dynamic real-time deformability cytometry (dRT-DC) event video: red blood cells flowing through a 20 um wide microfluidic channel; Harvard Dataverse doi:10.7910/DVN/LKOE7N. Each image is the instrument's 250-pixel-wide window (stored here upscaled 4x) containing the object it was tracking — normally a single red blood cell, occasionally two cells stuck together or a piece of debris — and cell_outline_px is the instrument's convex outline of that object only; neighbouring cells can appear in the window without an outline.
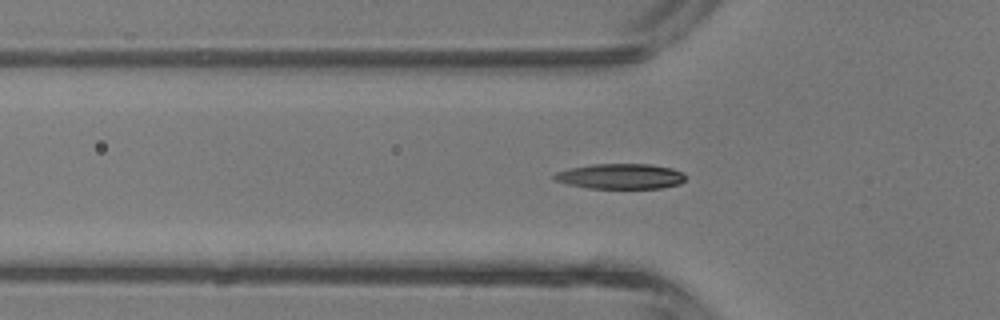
{"species": "common noctule bat (a hibernating species)", "species_latin": "Nyctalus noctula", "temperature_condition": "room temperature", "stored_images_in_passage": 32, "camera_frame_rate_fps": 3000, "um_per_image_px": 0.085, "animal": {"sex": "male", "body_mass_g": 13.3}, "frame": {"image": 1, "passage_image": 3, "time_ms": 0.667, "image_size_px": [1000, 320], "cell_outline_px": [[684, 180], [680, 184], [660, 188], [588, 188], [568, 184], [552, 180], [552, 176], [556, 172], [572, 168], [592, 164], [652, 164], [672, 168], [680, 172], [684, 176]], "centroid_in_image_um": [52.71, 14.98], "position_along_channel_um": 73.1, "area_um2": 19.25}}
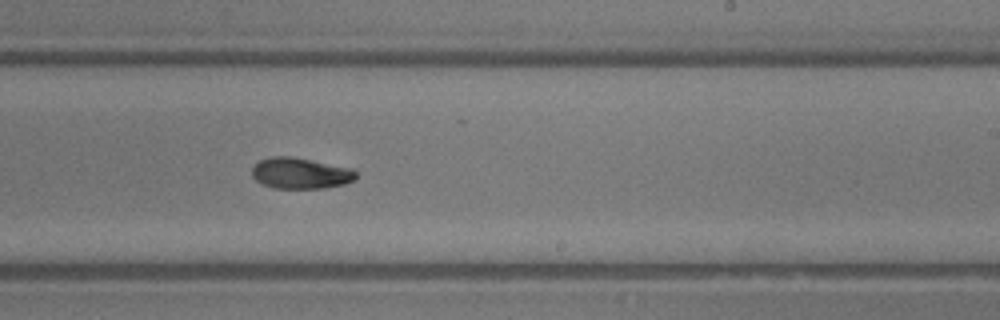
{"frame": {"image": 2, "passage_image": 15, "time_ms": 4.667, "image_size_px": [1000, 320], "cell_outline_px": [[356, 176], [352, 180], [344, 184], [324, 188], [272, 188], [256, 180], [252, 176], [252, 168], [260, 160], [272, 156], [292, 156], [352, 168], [356, 172]], "centroid_in_image_um": [25.53, 14.72], "position_along_channel_um": 263.5, "area_um2": 18.73}}
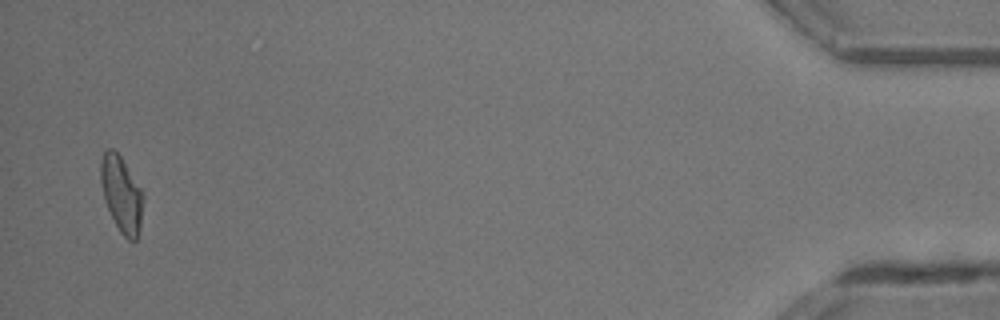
{"frame": {"image": 3, "passage_image": 31, "time_ms": 10.0, "image_size_px": [1000, 320], "cell_outline_px": [[144, 196], [140, 232], [136, 240], [128, 240], [120, 232], [104, 200], [100, 180], [100, 160], [104, 152], [108, 148], [112, 148], [120, 156], [144, 192]], "centroid_in_image_um": [10.34, 16.51], "position_along_channel_um": 424.9, "area_um2": 18.9}}